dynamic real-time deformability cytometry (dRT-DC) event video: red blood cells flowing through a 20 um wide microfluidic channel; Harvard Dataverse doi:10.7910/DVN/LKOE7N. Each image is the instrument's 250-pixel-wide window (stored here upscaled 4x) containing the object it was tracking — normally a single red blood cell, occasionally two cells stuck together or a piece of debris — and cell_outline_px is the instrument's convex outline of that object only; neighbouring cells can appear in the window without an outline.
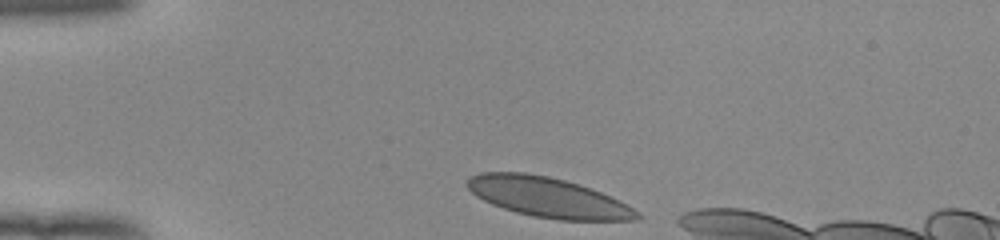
{"species": "human", "species_latin": "Homo sapiens", "temperature_condition": "room temperature", "stored_images_in_passage": 33, "camera_frame_rate_fps": 3000, "um_per_image_px": 0.085, "donor": {"sex": "female"}, "frame": {"image": 1, "passage_image": 1, "time_ms": 0.0, "image_size_px": [1000, 240], "cell_outline_px": [[644, 216], [640, 220], [560, 220], [532, 216], [516, 212], [492, 204], [476, 196], [464, 184], [472, 176], [480, 172], [524, 172], [548, 176], [564, 180], [600, 192], [632, 208]], "centroid_in_image_um": [46.54, 16.78], "position_along_channel_um": 38.5, "area_um2": 39.07}}
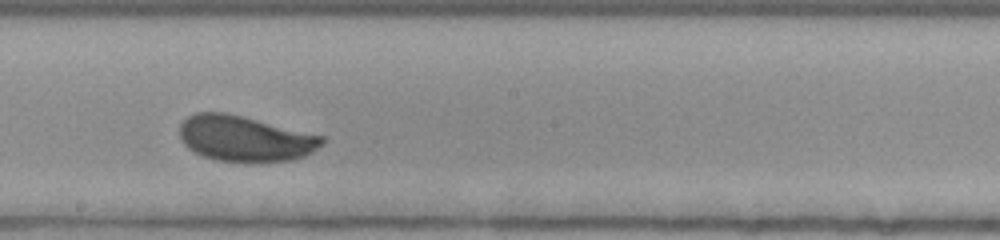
{"frame": {"image": 2, "passage_image": 19, "time_ms": 6.0, "image_size_px": [1000, 240], "cell_outline_px": [[324, 144], [312, 152], [304, 156], [292, 160], [252, 164], [248, 164], [216, 160], [204, 156], [188, 148], [180, 140], [180, 124], [188, 116], [196, 112], [224, 112], [324, 136]], "centroid_in_image_um": [20.82, 11.81], "position_along_channel_um": 227.4, "area_um2": 38.26}}
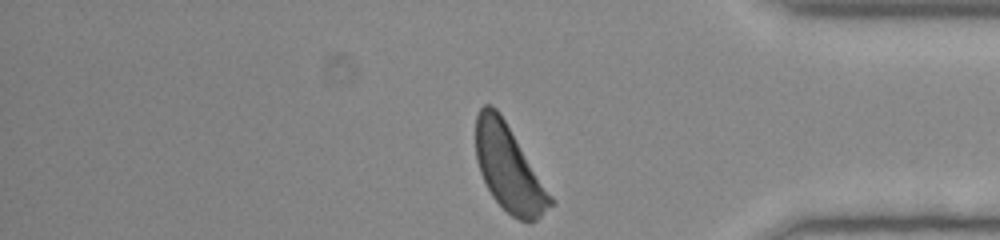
{"frame": {"image": 3, "passage_image": 33, "time_ms": 10.667, "image_size_px": [1000, 240], "cell_outline_px": [[556, 204], [536, 220], [520, 220], [512, 216], [492, 196], [480, 172], [476, 160], [476, 116], [480, 108], [484, 104], [492, 104], [500, 112], [556, 200]], "centroid_in_image_um": [43.29, 14.3], "position_along_channel_um": 391.9, "area_um2": 37.51}, "authors_computed_cell_mechanics": {"area_um2": 37.9746, "velocity_mm_per_s": 3.9018, "shape_relaxation_time_tau1_ms": 2.032, "shape_relaxation_time_tau2_ms": null, "deformation_change_tau1": 0.1005, "deformation_change_tau2": null}}